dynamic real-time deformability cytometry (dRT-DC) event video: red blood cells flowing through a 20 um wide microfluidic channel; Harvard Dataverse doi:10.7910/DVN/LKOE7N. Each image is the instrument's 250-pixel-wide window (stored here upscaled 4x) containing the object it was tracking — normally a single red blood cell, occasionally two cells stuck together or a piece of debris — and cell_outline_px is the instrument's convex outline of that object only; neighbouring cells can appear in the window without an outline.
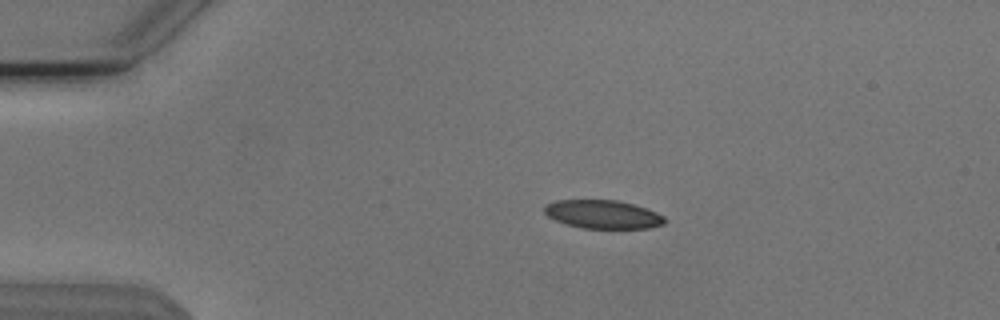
{"species": "Egyptian fruit bat (a non-hibernating species)", "species_latin": "Rousettus aegyptiacus", "temperature_condition": "cold", "stored_images_in_passage": 44, "camera_frame_rate_fps": 3000, "um_per_image_px": 0.085, "animal": {"sex": "male"}, "frame": {"image": 1, "passage_image": 1, "time_ms": 0.0, "image_size_px": [1000, 320], "cell_outline_px": [[668, 220], [664, 224], [648, 228], [580, 228], [564, 224], [548, 216], [544, 212], [544, 204], [556, 200], [616, 200], [632, 204], [656, 212], [664, 216]], "centroid_in_image_um": [51.22, 18.22], "position_along_channel_um": 33.8, "area_um2": 20.0}}
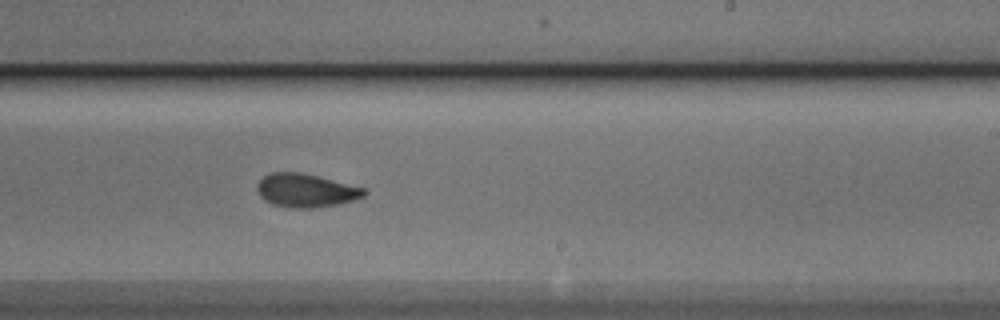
{"frame": {"image": 2, "passage_image": 23, "time_ms": 7.333, "image_size_px": [1000, 320], "cell_outline_px": [[368, 192], [364, 196], [352, 200], [336, 204], [312, 208], [292, 208], [272, 204], [264, 200], [260, 196], [256, 188], [256, 184], [268, 172], [300, 172], [364, 188]], "centroid_in_image_um": [25.94, 16.19], "position_along_channel_um": 263.1, "area_um2": 20.69}}
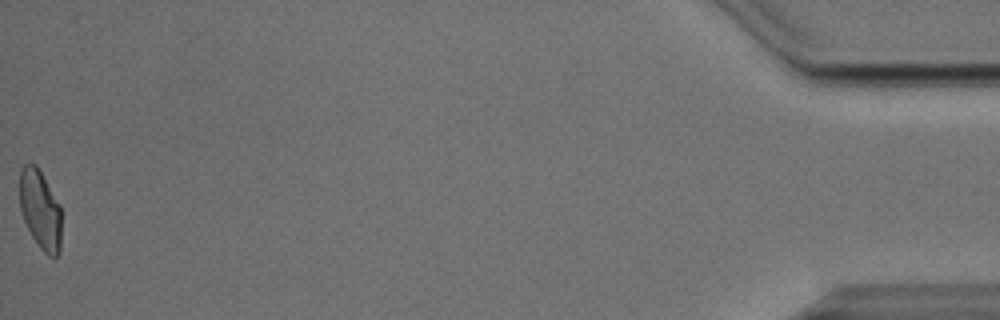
{"frame": {"image": 3, "passage_image": 44, "time_ms": 14.333, "image_size_px": [1000, 320], "cell_outline_px": [[60, 252], [56, 256], [48, 256], [40, 248], [32, 236], [20, 212], [20, 168], [24, 164], [36, 164], [60, 204]], "centroid_in_image_um": [3.41, 17.81], "position_along_channel_um": 431.8, "area_um2": 19.19}, "authors_computed_cell_mechanics": {"area_um2": 20.7213, "velocity_mm_per_s": 3.8083, "shape_relaxation_time_tau1_ms": 4.5079, "shape_relaxation_time_tau2_ms": 3.4438, "deformation_change_tau1": 0.137, "deformation_change_tau2": 0.0815}}